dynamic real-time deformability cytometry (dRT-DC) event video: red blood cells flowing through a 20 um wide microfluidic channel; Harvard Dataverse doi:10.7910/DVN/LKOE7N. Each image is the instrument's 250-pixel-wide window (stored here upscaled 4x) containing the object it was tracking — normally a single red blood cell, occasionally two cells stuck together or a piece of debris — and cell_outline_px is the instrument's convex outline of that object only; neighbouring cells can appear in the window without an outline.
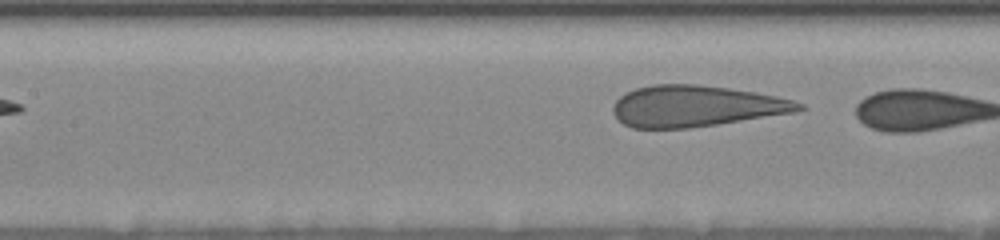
{"species": "human", "species_latin": "Homo sapiens", "temperature_condition": "room temperature", "stored_images_in_passage": 8, "segment_of_instrument_passage": [2, 2], "camera_frame_rate_fps": 3000, "um_per_image_px": 0.085, "donor": {"sex": "female"}, "frame": {"image": 1, "passage_image": 8, "time_ms": 5.0, "image_size_px": [1000, 240], "cell_outline_px": [[808, 108], [796, 112], [716, 124], [688, 128], [632, 128], [624, 124], [612, 112], [612, 108], [616, 100], [620, 96], [636, 88], [652, 84], [696, 84], [728, 88], [756, 92], [776, 96], [792, 100], [804, 104]], "centroid_in_image_um": [59.16, 9.01], "position_along_channel_um": 148.2, "area_um2": 44.51}}